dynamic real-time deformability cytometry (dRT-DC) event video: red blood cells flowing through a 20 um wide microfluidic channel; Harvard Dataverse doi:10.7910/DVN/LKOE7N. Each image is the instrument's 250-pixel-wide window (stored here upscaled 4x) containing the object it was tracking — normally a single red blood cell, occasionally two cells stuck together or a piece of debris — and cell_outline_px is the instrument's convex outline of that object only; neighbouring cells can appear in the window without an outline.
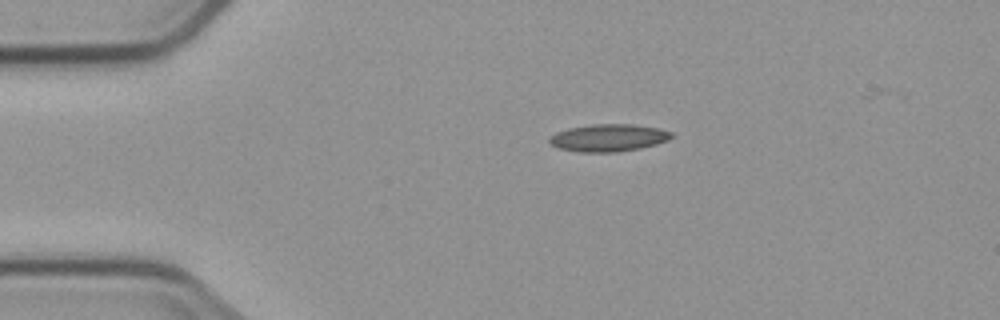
{"species": "common noctule bat (a hibernating species)", "species_latin": "Nyctalus noctula", "temperature_condition": "cold", "stored_images_in_passage": 5, "camera_frame_rate_fps": 3000, "um_per_image_px": 0.085, "animal": {"sex": "male", "body_mass_g": 23.1, "forearm_length_mm": 52.7}, "frame": {"image": 1, "passage_image": 2, "time_ms": 1.333, "image_size_px": [1000, 320], "cell_outline_px": [[676, 136], [668, 140], [656, 144], [640, 148], [616, 152], [580, 152], [556, 148], [548, 140], [556, 132], [568, 128], [592, 124], [632, 124], [660, 128], [672, 132]], "centroid_in_image_um": [51.75, 11.71], "position_along_channel_um": 33.2, "area_um2": 19.59}}
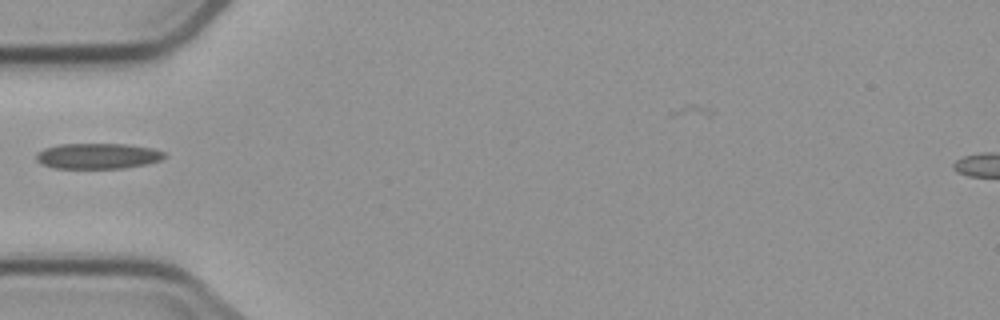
{"frame": {"image": 2, "passage_image": 4, "time_ms": 3.667, "image_size_px": [1000, 320], "cell_outline_px": [[164, 156], [160, 160], [148, 164], [124, 168], [52, 168], [40, 164], [36, 160], [36, 152], [44, 148], [60, 144], [124, 144], [152, 148], [164, 152]], "centroid_in_image_um": [8.26, 13.26], "position_along_channel_um": 76.7, "area_um2": 19.19}}
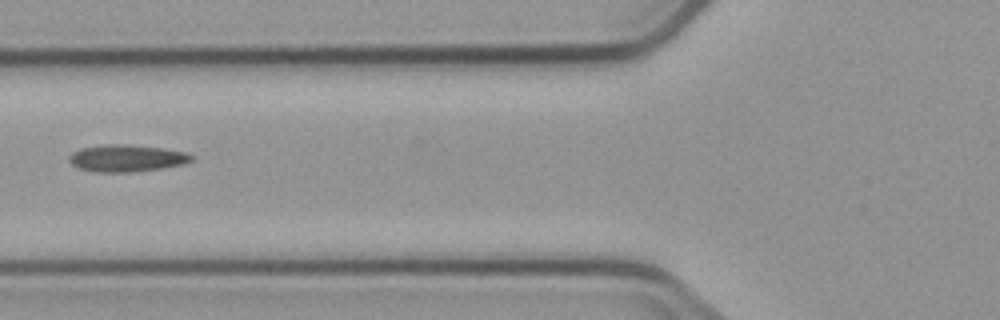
{"frame": {"image": 3, "passage_image": 5, "time_ms": 4.667, "image_size_px": [1000, 320], "cell_outline_px": [[196, 156], [192, 160], [180, 164], [160, 168], [128, 172], [92, 172], [80, 168], [72, 164], [68, 160], [68, 156], [72, 152], [80, 148], [100, 144], [124, 144], [160, 148], [188, 152]], "centroid_in_image_um": [10.72, 13.43], "position_along_channel_um": 115.1, "area_um2": 19.25}}